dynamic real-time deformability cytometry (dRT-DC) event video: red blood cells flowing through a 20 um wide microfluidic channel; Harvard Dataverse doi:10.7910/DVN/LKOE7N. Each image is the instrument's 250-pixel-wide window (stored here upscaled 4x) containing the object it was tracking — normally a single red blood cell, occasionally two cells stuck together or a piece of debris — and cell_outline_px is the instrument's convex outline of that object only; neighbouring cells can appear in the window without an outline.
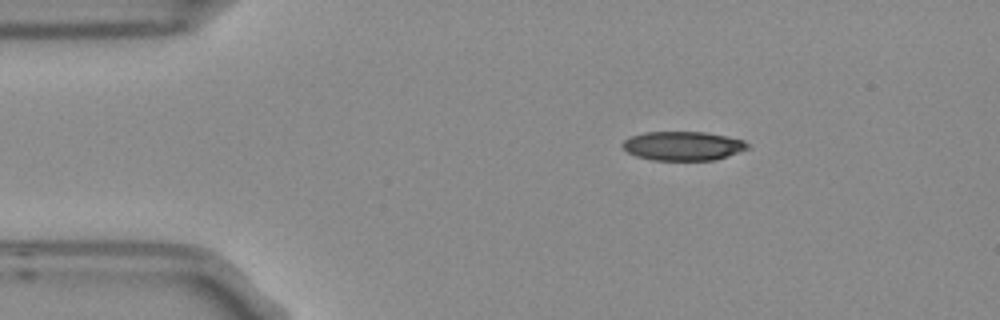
{"species": "Egyptian fruit bat (a non-hibernating species)", "species_latin": "Rousettus aegyptiacus", "temperature_condition": "room temperature", "stored_images_in_passage": 2, "camera_frame_rate_fps": 3000, "um_per_image_px": 0.085, "frame": {"image": 1, "passage_image": 1, "time_ms": 0.0, "image_size_px": [1000, 320], "cell_outline_px": [[748, 148], [728, 156], [716, 160], [652, 160], [636, 156], [628, 152], [620, 144], [624, 140], [632, 136], [644, 132], [708, 132], [744, 140], [748, 144]], "centroid_in_image_um": [58.05, 12.4], "position_along_channel_um": 27.0, "area_um2": 21.15}}